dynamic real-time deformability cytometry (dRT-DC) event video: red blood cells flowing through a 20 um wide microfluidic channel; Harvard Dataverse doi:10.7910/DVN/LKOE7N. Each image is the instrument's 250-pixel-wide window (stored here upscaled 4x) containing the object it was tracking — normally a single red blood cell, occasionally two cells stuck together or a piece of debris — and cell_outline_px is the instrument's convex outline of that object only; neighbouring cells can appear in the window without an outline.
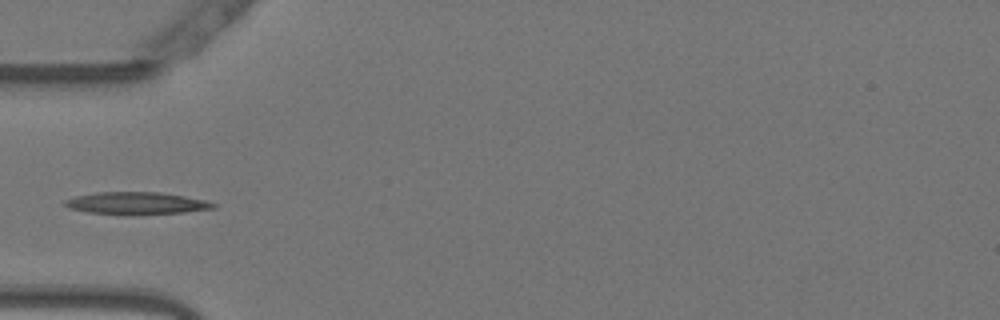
{"species": "Egyptian fruit bat (a non-hibernating species)", "species_latin": "Rousettus aegyptiacus", "temperature_condition": "warm", "stored_images_in_passage": 37, "camera_frame_rate_fps": 3000, "um_per_image_px": 0.085, "animal": {"sex": "female"}, "frame": {"image": 1, "passage_image": 1, "time_ms": 0.0, "image_size_px": [1000, 320], "cell_outline_px": [[220, 204], [216, 208], [184, 212], [88, 212], [68, 208], [64, 204], [64, 200], [76, 196], [96, 192], [160, 192], [208, 200]], "centroid_in_image_um": [11.67, 17.22], "position_along_channel_um": 73.3, "area_um2": 18.38}}
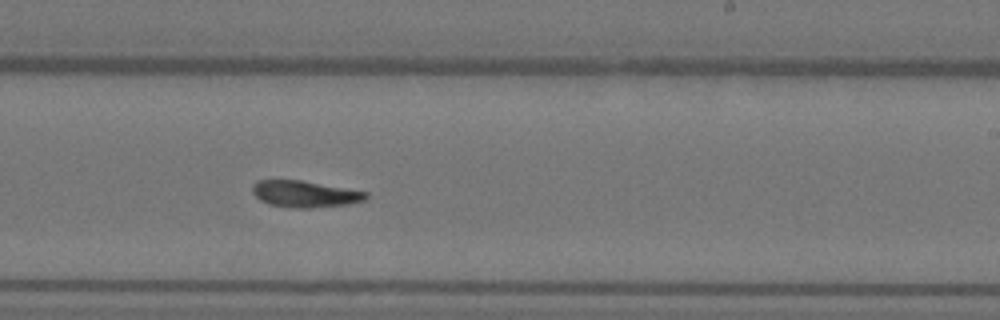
{"frame": {"image": 2, "passage_image": 16, "time_ms": 5.0, "image_size_px": [1000, 320], "cell_outline_px": [[368, 196], [364, 200], [352, 204], [312, 208], [292, 208], [268, 204], [260, 200], [252, 192], [252, 184], [256, 180], [300, 180], [368, 192]], "centroid_in_image_um": [25.9, 16.5], "position_along_channel_um": 263.1, "area_um2": 17.69}}
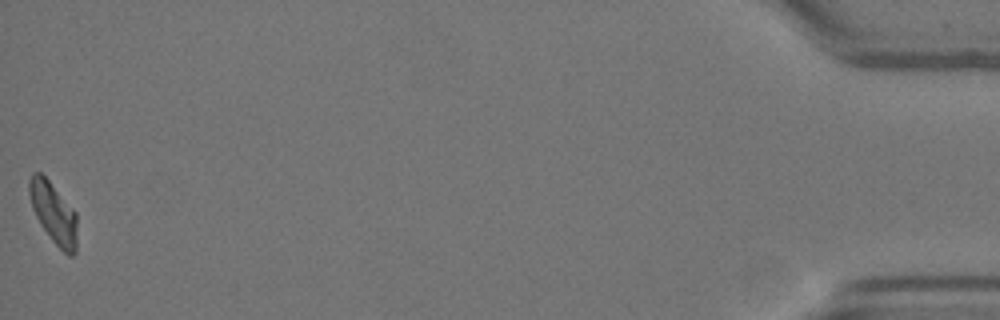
{"frame": {"image": 3, "passage_image": 37, "time_ms": 12.0, "image_size_px": [1000, 320], "cell_outline_px": [[76, 252], [72, 256], [68, 256], [52, 240], [40, 224], [32, 208], [28, 192], [28, 180], [32, 172], [40, 172], [48, 180], [76, 212]], "centroid_in_image_um": [4.53, 18.09], "position_along_channel_um": 430.7, "area_um2": 16.94}}